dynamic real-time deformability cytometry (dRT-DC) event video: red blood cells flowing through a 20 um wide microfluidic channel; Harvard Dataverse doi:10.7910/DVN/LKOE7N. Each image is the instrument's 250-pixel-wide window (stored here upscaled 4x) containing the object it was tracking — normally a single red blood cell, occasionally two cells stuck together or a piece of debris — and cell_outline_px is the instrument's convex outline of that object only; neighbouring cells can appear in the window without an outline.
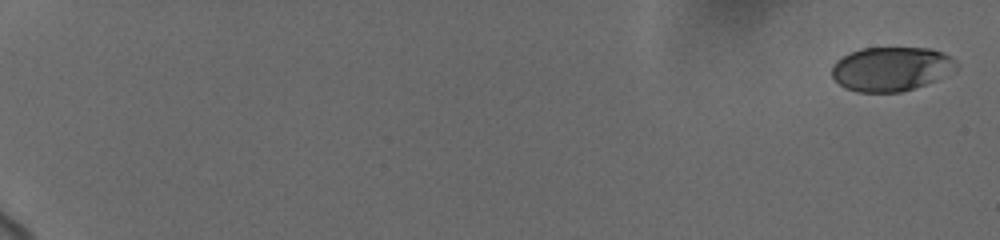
{"species": "human", "species_latin": "Homo sapiens", "temperature_condition": "cold", "stored_images_in_passage": 23, "camera_frame_rate_fps": 3000, "um_per_image_px": 0.085, "donor": {"sex": "female"}, "frame": {"image": 1, "passage_image": 1, "time_ms": 0.0, "image_size_px": [1000, 240], "cell_outline_px": [[960, 64], [956, 68], [936, 80], [900, 92], [856, 92], [844, 88], [832, 76], [832, 64], [836, 60], [860, 48], [932, 48], [944, 52], [952, 56]], "centroid_in_image_um": [75.76, 5.84], "position_along_channel_um": 9.2, "area_um2": 32.08}}
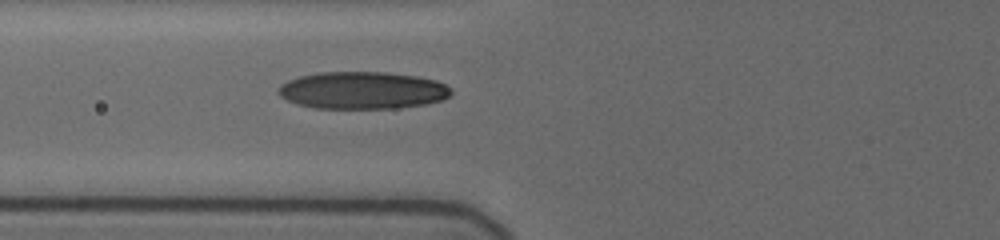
{"frame": {"image": 2, "passage_image": 17, "time_ms": 8.333, "image_size_px": [1000, 240], "cell_outline_px": [[452, 92], [444, 100], [428, 104], [396, 108], [316, 108], [296, 104], [280, 96], [276, 92], [276, 88], [280, 84], [288, 80], [300, 76], [320, 72], [384, 72], [416, 76], [436, 80], [452, 88]], "centroid_in_image_um": [30.8, 7.68], "position_along_channel_um": 95.0, "area_um2": 37.8}}
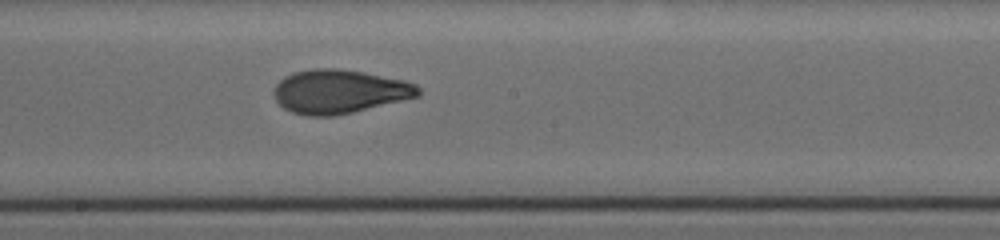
{"frame": {"image": 3, "passage_image": 23, "time_ms": 11.667, "image_size_px": [1000, 240], "cell_outline_px": [[420, 96], [352, 112], [332, 116], [308, 116], [292, 112], [284, 108], [276, 100], [272, 92], [276, 84], [284, 76], [292, 72], [316, 68], [336, 68], [364, 72], [404, 80], [416, 84], [420, 88]], "centroid_in_image_um": [28.83, 7.77], "position_along_channel_um": 219.4, "area_um2": 36.88}}